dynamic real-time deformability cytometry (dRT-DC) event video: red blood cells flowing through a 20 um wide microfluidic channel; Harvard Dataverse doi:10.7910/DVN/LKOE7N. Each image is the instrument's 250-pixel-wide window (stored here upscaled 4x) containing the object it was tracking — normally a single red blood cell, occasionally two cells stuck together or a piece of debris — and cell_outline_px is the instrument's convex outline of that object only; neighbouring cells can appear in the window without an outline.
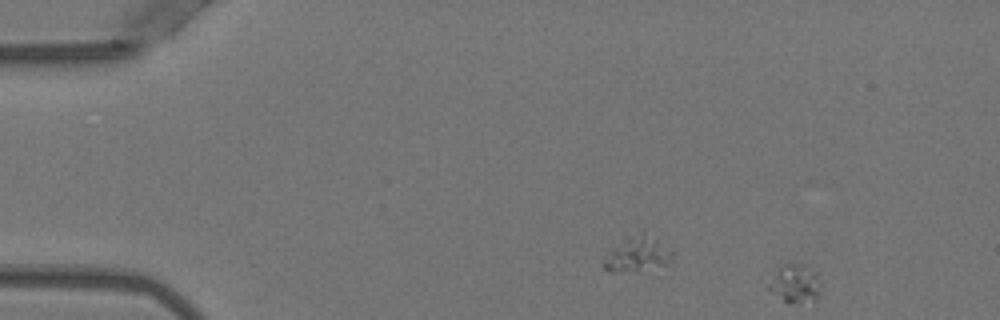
{"species": "Egyptian fruit bat (a non-hibernating species)", "species_latin": "Rousettus aegyptiacus", "temperature_condition": "warm", "stored_images_in_passage": 5, "segment_of_instrument_passage": [2, 2], "camera_frame_rate_fps": 3000, "um_per_image_px": 0.085, "animal": {"sex": "female"}, "frame": {"image": 1, "passage_image": 5, "time_ms": 1.333, "image_size_px": [1000, 320], "cell_outline_px": [[820, 284], [816, 300], [800, 304], [788, 304], [768, 288], [768, 284], [776, 272], [784, 264], [804, 264], [812, 268], [816, 272]], "centroid_in_image_um": [67.61, 24.13], "position_along_channel_um": 17.4, "area_um2": 11.56}}